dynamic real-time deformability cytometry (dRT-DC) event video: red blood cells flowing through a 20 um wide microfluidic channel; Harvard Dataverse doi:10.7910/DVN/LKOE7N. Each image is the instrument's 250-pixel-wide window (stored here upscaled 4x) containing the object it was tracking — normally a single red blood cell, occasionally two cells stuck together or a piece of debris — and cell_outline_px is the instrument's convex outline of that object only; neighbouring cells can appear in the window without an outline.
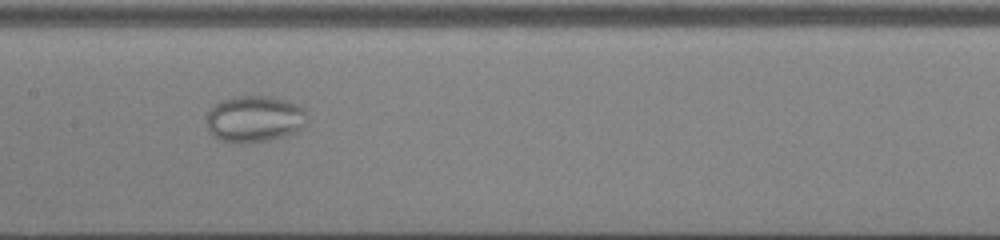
{"species": "common noctule bat (a hibernating species)", "species_latin": "Nyctalus noctula", "temperature_condition": "cold", "stored_images_in_passage": 53, "camera_frame_rate_fps": 3000, "um_per_image_px": 0.085, "animal": {"sex": "male", "body_mass_g": 13.0, "forearm_length_mm": 53.1}, "frame": {"image": 1, "passage_image": 28, "time_ms": 9.0, "image_size_px": [1000, 240], "cell_outline_px": [[308, 124], [304, 128], [296, 132], [284, 136], [268, 140], [244, 144], [240, 144], [220, 140], [208, 132], [208, 112], [220, 100], [236, 96], [268, 96], [288, 100], [300, 104], [304, 108], [308, 120]], "centroid_in_image_um": [21.69, 10.11], "position_along_channel_um": 185.7, "area_um2": 27.74}}
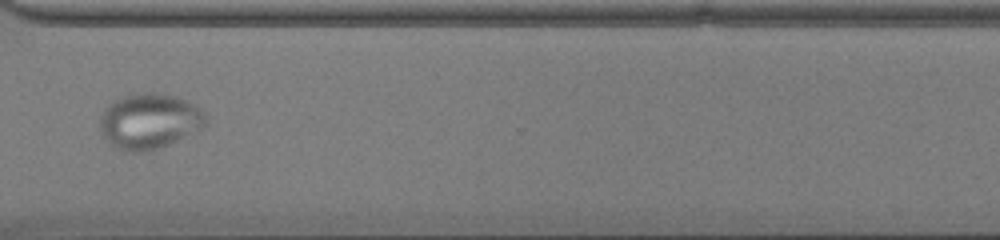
{"frame": {"image": 2, "passage_image": 41, "time_ms": 13.333, "image_size_px": [1000, 240], "cell_outline_px": [[208, 120], [200, 128], [168, 144], [156, 148], [140, 152], [132, 152], [116, 148], [100, 132], [100, 116], [104, 108], [108, 104], [120, 96], [144, 92], [156, 92], [172, 96], [184, 100], [200, 108], [204, 112]], "centroid_in_image_um": [12.65, 10.27], "position_along_channel_um": 358.0, "area_um2": 33.76}}